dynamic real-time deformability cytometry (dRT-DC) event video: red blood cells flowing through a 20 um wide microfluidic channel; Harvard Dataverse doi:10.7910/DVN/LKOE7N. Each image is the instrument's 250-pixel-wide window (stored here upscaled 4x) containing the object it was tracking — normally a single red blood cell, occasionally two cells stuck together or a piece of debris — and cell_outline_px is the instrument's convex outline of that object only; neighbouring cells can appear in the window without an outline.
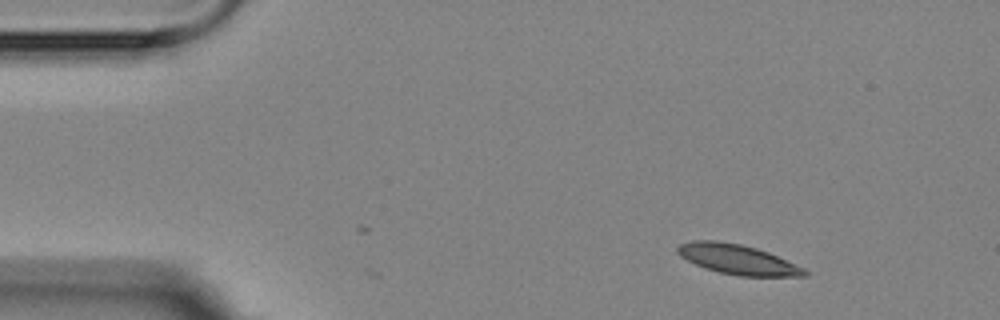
{"species": "Egyptian fruit bat (a non-hibernating species)", "species_latin": "Rousettus aegyptiacus", "temperature_condition": "room temperature", "stored_images_in_passage": 2, "camera_frame_rate_fps": 3000, "um_per_image_px": 0.085, "animal": {"sex": "female"}, "frame": {"image": 1, "passage_image": 2, "time_ms": 1.667, "image_size_px": [1000, 320], "cell_outline_px": [[812, 272], [808, 276], [740, 276], [720, 272], [704, 268], [680, 256], [676, 252], [676, 248], [680, 244], [692, 240], [716, 240], [740, 244], [756, 248], [768, 252], [804, 268]], "centroid_in_image_um": [62.7, 22.05], "position_along_channel_um": 22.3, "area_um2": 22.08}}